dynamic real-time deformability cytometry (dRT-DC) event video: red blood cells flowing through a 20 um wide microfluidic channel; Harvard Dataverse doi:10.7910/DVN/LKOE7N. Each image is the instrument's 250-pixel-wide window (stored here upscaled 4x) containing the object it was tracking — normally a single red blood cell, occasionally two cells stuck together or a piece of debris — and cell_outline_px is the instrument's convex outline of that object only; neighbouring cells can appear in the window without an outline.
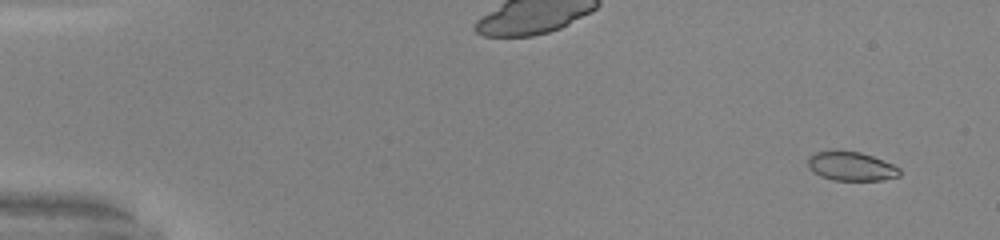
{"species": "common noctule bat (a hibernating species)", "species_latin": "Nyctalus noctula", "temperature_condition": "warm", "stored_images_in_passage": 52, "camera_frame_rate_fps": 3000, "um_per_image_px": 0.085, "animal": {"sex": "male", "body_mass_g": 20.0, "forearm_length_mm": 53.3}, "frame": {"image": 1, "passage_image": 4, "time_ms": 1.0, "image_size_px": [1000, 240], "cell_outline_px": [[900, 176], [880, 180], [832, 180], [820, 176], [812, 172], [808, 168], [808, 156], [816, 152], [860, 152], [872, 156], [892, 164], [900, 168]], "centroid_in_image_um": [72.33, 14.16], "position_along_channel_um": 12.7, "area_um2": 15.26}}
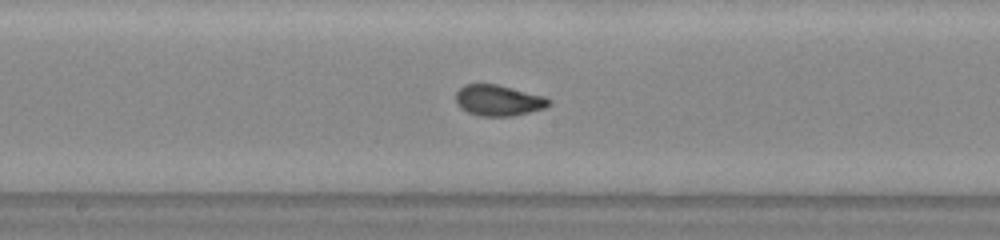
{"frame": {"image": 2, "passage_image": 29, "time_ms": 9.333, "image_size_px": [1000, 240], "cell_outline_px": [[552, 104], [544, 108], [512, 116], [480, 116], [468, 112], [460, 108], [456, 104], [456, 92], [464, 84], [496, 84], [544, 96], [552, 100]], "centroid_in_image_um": [42.36, 8.53], "position_along_channel_um": 205.8, "area_um2": 16.76}}
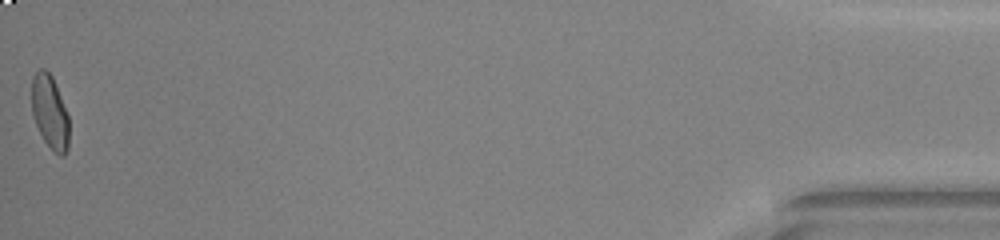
{"frame": {"image": 3, "passage_image": 52, "time_ms": 17.0, "image_size_px": [1000, 240], "cell_outline_px": [[68, 148], [64, 156], [60, 156], [52, 152], [44, 140], [36, 124], [32, 112], [32, 76], [40, 68], [44, 68], [52, 76], [68, 116]], "centroid_in_image_um": [4.23, 9.55], "position_along_channel_um": 431.0, "area_um2": 15.9}, "authors_computed_cell_mechanics": {"area_um2": 16.4441, "velocity_mm_per_s": 4.124, "shape_relaxation_time_tau1_ms": 3.8076, "shape_relaxation_time_tau2_ms": 0.6358, "deformation_change_tau1": 0.1712, "deformation_change_tau2": 0.0547}}